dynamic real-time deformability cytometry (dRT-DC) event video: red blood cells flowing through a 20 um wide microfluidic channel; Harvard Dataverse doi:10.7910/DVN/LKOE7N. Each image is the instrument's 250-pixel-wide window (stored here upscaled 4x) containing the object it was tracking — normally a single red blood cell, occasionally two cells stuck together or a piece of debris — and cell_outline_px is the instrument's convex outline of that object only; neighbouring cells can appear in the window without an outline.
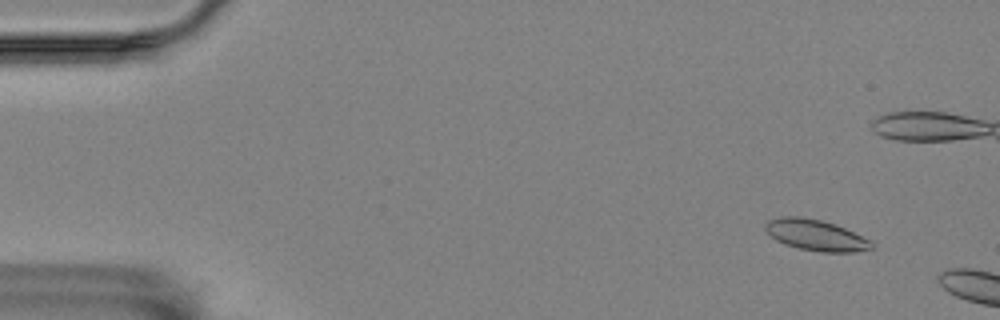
{"species": "Egyptian fruit bat (a non-hibernating species)", "species_latin": "Rousettus aegyptiacus", "temperature_condition": "room temperature", "stored_images_in_passage": 4, "camera_frame_rate_fps": 3000, "um_per_image_px": 0.085, "animal": {"sex": "female"}, "frame": {"image": 1, "passage_image": 2, "time_ms": 0.333, "image_size_px": [1000, 320], "cell_outline_px": [[872, 248], [852, 252], [820, 252], [800, 248], [784, 244], [776, 240], [764, 228], [764, 224], [768, 220], [780, 216], [800, 216], [820, 220], [844, 228], [872, 240]], "centroid_in_image_um": [69.31, 19.98], "position_along_channel_um": 15.7, "area_um2": 19.02}}